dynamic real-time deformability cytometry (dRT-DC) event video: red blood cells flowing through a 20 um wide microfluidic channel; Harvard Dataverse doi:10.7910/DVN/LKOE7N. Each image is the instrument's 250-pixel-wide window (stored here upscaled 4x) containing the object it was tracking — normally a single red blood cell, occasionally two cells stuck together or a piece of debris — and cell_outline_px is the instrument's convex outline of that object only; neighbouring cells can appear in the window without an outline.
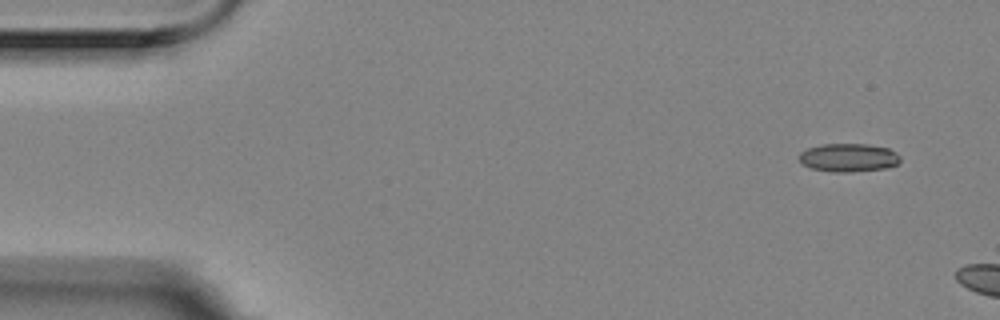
{"species": "Egyptian fruit bat (a non-hibernating species)", "species_latin": "Rousettus aegyptiacus", "temperature_condition": "room temperature", "stored_images_in_passage": 2, "camera_frame_rate_fps": 3000, "um_per_image_px": 0.085, "animal": {"sex": "female"}, "frame": {"image": 1, "passage_image": 1, "time_ms": 0.0, "image_size_px": [1000, 320], "cell_outline_px": [[900, 160], [896, 164], [884, 168], [848, 172], [832, 172], [812, 168], [804, 164], [800, 160], [800, 152], [808, 148], [820, 144], [868, 144], [888, 148], [896, 152], [900, 156]], "centroid_in_image_um": [72.13, 13.38], "position_along_channel_um": 12.9, "area_um2": 16.53}}